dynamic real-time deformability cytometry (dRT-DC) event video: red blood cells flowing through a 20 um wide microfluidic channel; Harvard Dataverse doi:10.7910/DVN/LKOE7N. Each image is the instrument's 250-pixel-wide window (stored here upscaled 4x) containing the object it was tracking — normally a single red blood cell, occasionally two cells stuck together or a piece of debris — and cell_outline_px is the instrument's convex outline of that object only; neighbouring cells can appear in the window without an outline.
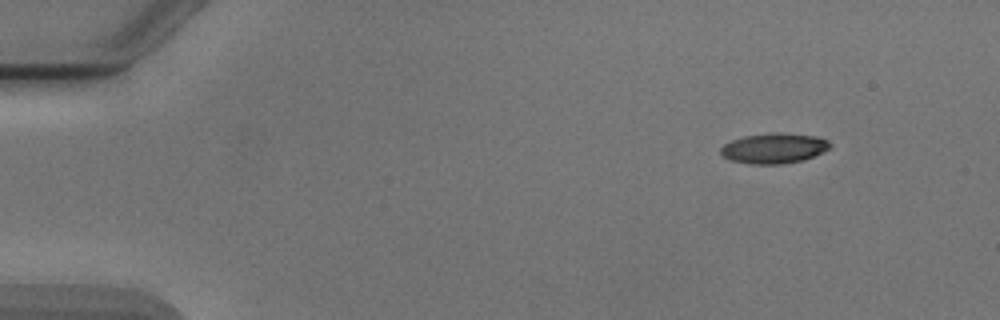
{"species": "Egyptian fruit bat (a non-hibernating species)", "species_latin": "Rousettus aegyptiacus", "temperature_condition": "cold", "stored_images_in_passage": 5, "camera_frame_rate_fps": 3000, "um_per_image_px": 0.085, "animal": {"sex": "male"}, "frame": {"image": 1, "passage_image": 1, "time_ms": 0.0, "image_size_px": [1000, 320], "cell_outline_px": [[832, 148], [804, 160], [784, 164], [752, 164], [732, 160], [724, 156], [720, 152], [720, 148], [724, 144], [732, 140], [744, 136], [772, 132], [784, 132], [816, 136], [828, 140], [832, 144]], "centroid_in_image_um": [65.84, 12.59], "position_along_channel_um": 19.2, "area_um2": 19.48}}
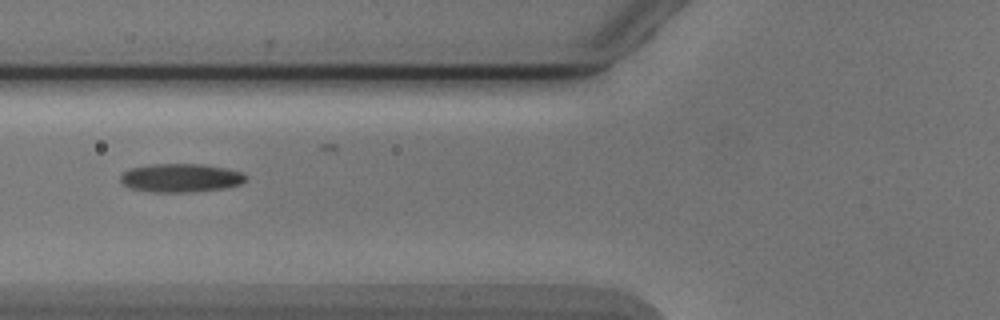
{"frame": {"image": 2, "passage_image": 5, "time_ms": 5.0, "image_size_px": [1000, 320], "cell_outline_px": [[248, 176], [240, 184], [224, 188], [192, 192], [152, 192], [132, 188], [124, 184], [120, 180], [120, 176], [128, 168], [148, 164], [200, 164], [224, 168], [240, 172]], "centroid_in_image_um": [15.33, 15.12], "position_along_channel_um": 110.5, "area_um2": 20.75}}